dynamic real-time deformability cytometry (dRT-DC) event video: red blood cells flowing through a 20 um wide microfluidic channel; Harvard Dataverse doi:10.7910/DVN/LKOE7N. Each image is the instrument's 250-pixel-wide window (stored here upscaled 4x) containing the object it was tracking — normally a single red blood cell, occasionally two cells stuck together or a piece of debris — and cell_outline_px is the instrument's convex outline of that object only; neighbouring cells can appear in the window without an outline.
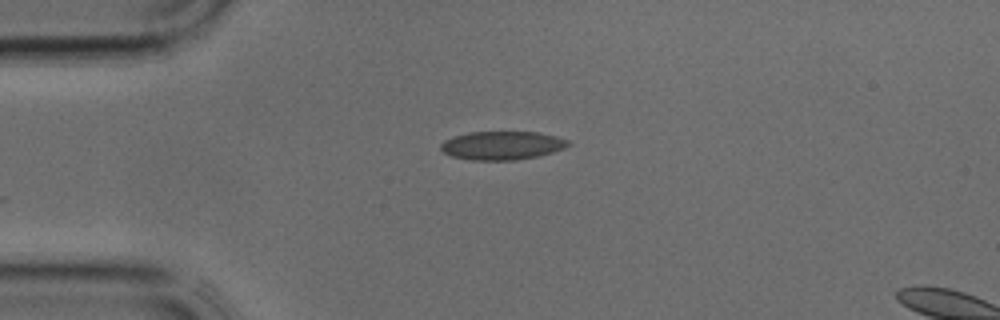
{"species": "common noctule bat (a hibernating species)", "species_latin": "Nyctalus noctula", "temperature_condition": "cold", "stored_images_in_passage": 4, "camera_frame_rate_fps": 3000, "um_per_image_px": 0.085, "animal": {"sex": "male", "body_mass_g": 17.9, "forearm_length_mm": 54.2}, "frame": {"image": 1, "passage_image": 1, "time_ms": 0.0, "image_size_px": [1000, 320], "cell_outline_px": [[572, 144], [564, 148], [552, 152], [536, 156], [516, 160], [472, 160], [452, 156], [444, 152], [440, 148], [440, 144], [444, 140], [468, 132], [536, 132], [556, 136], [568, 140]], "centroid_in_image_um": [42.68, 12.36], "position_along_channel_um": 42.3, "area_um2": 21.04}}